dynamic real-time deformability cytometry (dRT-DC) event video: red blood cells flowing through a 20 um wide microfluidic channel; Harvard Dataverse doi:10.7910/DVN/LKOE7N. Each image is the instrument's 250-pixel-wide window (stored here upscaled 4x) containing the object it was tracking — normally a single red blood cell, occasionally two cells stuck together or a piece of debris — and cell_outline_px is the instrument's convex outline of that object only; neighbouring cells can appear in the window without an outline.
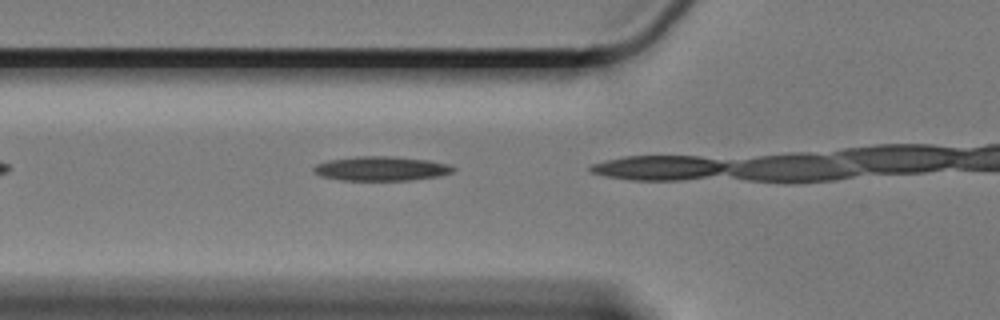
{"species": "Egyptian fruit bat (a non-hibernating species)", "species_latin": "Rousettus aegyptiacus", "temperature_condition": "cold", "stored_images_in_passage": 4, "camera_frame_rate_fps": 3000, "um_per_image_px": 0.085, "animal": {"sex": "female"}, "frame": {"image": 1, "passage_image": 3, "time_ms": 0.667, "image_size_px": [1000, 320], "cell_outline_px": [[456, 168], [452, 172], [440, 176], [408, 180], [340, 180], [320, 176], [312, 168], [316, 164], [328, 160], [356, 156], [392, 156], [428, 160], [448, 164]], "centroid_in_image_um": [32.39, 14.32], "position_along_channel_um": 93.4, "area_um2": 19.77}}